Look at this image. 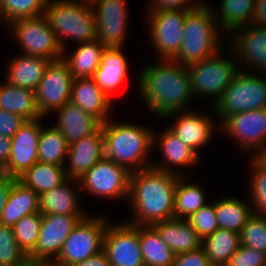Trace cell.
I'll return each instance as SVG.
<instances>
[{"label":"cell","mask_w":266,"mask_h":266,"mask_svg":"<svg viewBox=\"0 0 266 266\" xmlns=\"http://www.w3.org/2000/svg\"><path fill=\"white\" fill-rule=\"evenodd\" d=\"M240 244L266 253V215L253 214L240 232Z\"/></svg>","instance_id":"obj_41"},{"label":"cell","mask_w":266,"mask_h":266,"mask_svg":"<svg viewBox=\"0 0 266 266\" xmlns=\"http://www.w3.org/2000/svg\"><path fill=\"white\" fill-rule=\"evenodd\" d=\"M227 40L240 70L266 72V27L248 24L234 29Z\"/></svg>","instance_id":"obj_14"},{"label":"cell","mask_w":266,"mask_h":266,"mask_svg":"<svg viewBox=\"0 0 266 266\" xmlns=\"http://www.w3.org/2000/svg\"><path fill=\"white\" fill-rule=\"evenodd\" d=\"M180 176L149 167L130 174L128 201L135 226L153 224L173 218L175 189Z\"/></svg>","instance_id":"obj_2"},{"label":"cell","mask_w":266,"mask_h":266,"mask_svg":"<svg viewBox=\"0 0 266 266\" xmlns=\"http://www.w3.org/2000/svg\"><path fill=\"white\" fill-rule=\"evenodd\" d=\"M41 127L38 143V161L64 166L68 143L63 134L54 126Z\"/></svg>","instance_id":"obj_37"},{"label":"cell","mask_w":266,"mask_h":266,"mask_svg":"<svg viewBox=\"0 0 266 266\" xmlns=\"http://www.w3.org/2000/svg\"><path fill=\"white\" fill-rule=\"evenodd\" d=\"M71 266H111V264L106 253L102 250L90 258L72 264Z\"/></svg>","instance_id":"obj_49"},{"label":"cell","mask_w":266,"mask_h":266,"mask_svg":"<svg viewBox=\"0 0 266 266\" xmlns=\"http://www.w3.org/2000/svg\"><path fill=\"white\" fill-rule=\"evenodd\" d=\"M253 157L261 166L266 168V144Z\"/></svg>","instance_id":"obj_52"},{"label":"cell","mask_w":266,"mask_h":266,"mask_svg":"<svg viewBox=\"0 0 266 266\" xmlns=\"http://www.w3.org/2000/svg\"><path fill=\"white\" fill-rule=\"evenodd\" d=\"M223 49H226L225 52L229 51L230 55L225 57L222 53ZM187 69L190 76L192 95L194 98L197 95L211 98L212 107L224 94V91L230 86L231 81L240 70L232 49L224 47L213 56L199 63L188 65Z\"/></svg>","instance_id":"obj_6"},{"label":"cell","mask_w":266,"mask_h":266,"mask_svg":"<svg viewBox=\"0 0 266 266\" xmlns=\"http://www.w3.org/2000/svg\"><path fill=\"white\" fill-rule=\"evenodd\" d=\"M50 62L43 57L17 54L16 57L14 56L8 61L5 81L36 91Z\"/></svg>","instance_id":"obj_26"},{"label":"cell","mask_w":266,"mask_h":266,"mask_svg":"<svg viewBox=\"0 0 266 266\" xmlns=\"http://www.w3.org/2000/svg\"><path fill=\"white\" fill-rule=\"evenodd\" d=\"M187 175L180 176L175 189L173 218L187 219L208 204L200 184L187 182Z\"/></svg>","instance_id":"obj_36"},{"label":"cell","mask_w":266,"mask_h":266,"mask_svg":"<svg viewBox=\"0 0 266 266\" xmlns=\"http://www.w3.org/2000/svg\"><path fill=\"white\" fill-rule=\"evenodd\" d=\"M11 150V138L0 134V169L7 163Z\"/></svg>","instance_id":"obj_51"},{"label":"cell","mask_w":266,"mask_h":266,"mask_svg":"<svg viewBox=\"0 0 266 266\" xmlns=\"http://www.w3.org/2000/svg\"><path fill=\"white\" fill-rule=\"evenodd\" d=\"M44 117L26 120L11 138L7 163L0 173L18 179L38 161V143Z\"/></svg>","instance_id":"obj_16"},{"label":"cell","mask_w":266,"mask_h":266,"mask_svg":"<svg viewBox=\"0 0 266 266\" xmlns=\"http://www.w3.org/2000/svg\"><path fill=\"white\" fill-rule=\"evenodd\" d=\"M44 16L63 51L68 52L65 39L77 44L97 39V22L91 3L83 0H48Z\"/></svg>","instance_id":"obj_5"},{"label":"cell","mask_w":266,"mask_h":266,"mask_svg":"<svg viewBox=\"0 0 266 266\" xmlns=\"http://www.w3.org/2000/svg\"><path fill=\"white\" fill-rule=\"evenodd\" d=\"M20 45L21 54L55 61L62 58L63 49L44 15L20 18L6 25Z\"/></svg>","instance_id":"obj_8"},{"label":"cell","mask_w":266,"mask_h":266,"mask_svg":"<svg viewBox=\"0 0 266 266\" xmlns=\"http://www.w3.org/2000/svg\"><path fill=\"white\" fill-rule=\"evenodd\" d=\"M265 107V73L239 70L230 86L211 108L213 115L221 123L229 115Z\"/></svg>","instance_id":"obj_7"},{"label":"cell","mask_w":266,"mask_h":266,"mask_svg":"<svg viewBox=\"0 0 266 266\" xmlns=\"http://www.w3.org/2000/svg\"><path fill=\"white\" fill-rule=\"evenodd\" d=\"M70 102L96 117L102 124L109 120L114 104L97 86L93 77L73 79Z\"/></svg>","instance_id":"obj_23"},{"label":"cell","mask_w":266,"mask_h":266,"mask_svg":"<svg viewBox=\"0 0 266 266\" xmlns=\"http://www.w3.org/2000/svg\"><path fill=\"white\" fill-rule=\"evenodd\" d=\"M124 221L108 224L103 240V251L111 266H144L139 242V226Z\"/></svg>","instance_id":"obj_15"},{"label":"cell","mask_w":266,"mask_h":266,"mask_svg":"<svg viewBox=\"0 0 266 266\" xmlns=\"http://www.w3.org/2000/svg\"><path fill=\"white\" fill-rule=\"evenodd\" d=\"M130 174L123 166L103 157L78 181L85 194L109 200H128Z\"/></svg>","instance_id":"obj_10"},{"label":"cell","mask_w":266,"mask_h":266,"mask_svg":"<svg viewBox=\"0 0 266 266\" xmlns=\"http://www.w3.org/2000/svg\"><path fill=\"white\" fill-rule=\"evenodd\" d=\"M87 216L42 215L40 235L29 259L52 263L59 255L70 233Z\"/></svg>","instance_id":"obj_17"},{"label":"cell","mask_w":266,"mask_h":266,"mask_svg":"<svg viewBox=\"0 0 266 266\" xmlns=\"http://www.w3.org/2000/svg\"><path fill=\"white\" fill-rule=\"evenodd\" d=\"M109 220L104 215L88 216L81 220L65 240L52 262L56 266H71L103 250V240Z\"/></svg>","instance_id":"obj_9"},{"label":"cell","mask_w":266,"mask_h":266,"mask_svg":"<svg viewBox=\"0 0 266 266\" xmlns=\"http://www.w3.org/2000/svg\"><path fill=\"white\" fill-rule=\"evenodd\" d=\"M128 0H95L97 40L105 47H124L128 36Z\"/></svg>","instance_id":"obj_18"},{"label":"cell","mask_w":266,"mask_h":266,"mask_svg":"<svg viewBox=\"0 0 266 266\" xmlns=\"http://www.w3.org/2000/svg\"><path fill=\"white\" fill-rule=\"evenodd\" d=\"M189 10L147 12L149 37L158 60H173L181 47Z\"/></svg>","instance_id":"obj_11"},{"label":"cell","mask_w":266,"mask_h":266,"mask_svg":"<svg viewBox=\"0 0 266 266\" xmlns=\"http://www.w3.org/2000/svg\"><path fill=\"white\" fill-rule=\"evenodd\" d=\"M156 61L142 68L136 89L149 112L162 119L171 113L190 110L189 103L194 97L187 67L173 60Z\"/></svg>","instance_id":"obj_1"},{"label":"cell","mask_w":266,"mask_h":266,"mask_svg":"<svg viewBox=\"0 0 266 266\" xmlns=\"http://www.w3.org/2000/svg\"><path fill=\"white\" fill-rule=\"evenodd\" d=\"M25 121L20 115L0 109V134L12 138Z\"/></svg>","instance_id":"obj_46"},{"label":"cell","mask_w":266,"mask_h":266,"mask_svg":"<svg viewBox=\"0 0 266 266\" xmlns=\"http://www.w3.org/2000/svg\"><path fill=\"white\" fill-rule=\"evenodd\" d=\"M250 203L238 197L219 198L214 201L215 216L219 228L240 234L248 219L254 214Z\"/></svg>","instance_id":"obj_32"},{"label":"cell","mask_w":266,"mask_h":266,"mask_svg":"<svg viewBox=\"0 0 266 266\" xmlns=\"http://www.w3.org/2000/svg\"><path fill=\"white\" fill-rule=\"evenodd\" d=\"M0 20H2V13H1V0H0Z\"/></svg>","instance_id":"obj_56"},{"label":"cell","mask_w":266,"mask_h":266,"mask_svg":"<svg viewBox=\"0 0 266 266\" xmlns=\"http://www.w3.org/2000/svg\"><path fill=\"white\" fill-rule=\"evenodd\" d=\"M251 24L266 27V0H256Z\"/></svg>","instance_id":"obj_50"},{"label":"cell","mask_w":266,"mask_h":266,"mask_svg":"<svg viewBox=\"0 0 266 266\" xmlns=\"http://www.w3.org/2000/svg\"><path fill=\"white\" fill-rule=\"evenodd\" d=\"M41 266H56L55 264L53 263H48V262H44Z\"/></svg>","instance_id":"obj_54"},{"label":"cell","mask_w":266,"mask_h":266,"mask_svg":"<svg viewBox=\"0 0 266 266\" xmlns=\"http://www.w3.org/2000/svg\"><path fill=\"white\" fill-rule=\"evenodd\" d=\"M107 120L102 124L104 157L123 166L130 173L151 167L147 156L153 150V133L133 122ZM151 129V130H150Z\"/></svg>","instance_id":"obj_3"},{"label":"cell","mask_w":266,"mask_h":266,"mask_svg":"<svg viewBox=\"0 0 266 266\" xmlns=\"http://www.w3.org/2000/svg\"><path fill=\"white\" fill-rule=\"evenodd\" d=\"M105 48L97 39L80 43L70 54L63 51L62 59L69 66L74 79L93 77Z\"/></svg>","instance_id":"obj_29"},{"label":"cell","mask_w":266,"mask_h":266,"mask_svg":"<svg viewBox=\"0 0 266 266\" xmlns=\"http://www.w3.org/2000/svg\"><path fill=\"white\" fill-rule=\"evenodd\" d=\"M68 179L64 166L37 161L18 180L38 195L60 186Z\"/></svg>","instance_id":"obj_34"},{"label":"cell","mask_w":266,"mask_h":266,"mask_svg":"<svg viewBox=\"0 0 266 266\" xmlns=\"http://www.w3.org/2000/svg\"><path fill=\"white\" fill-rule=\"evenodd\" d=\"M173 118V124L167 127L184 143L194 150L199 156L202 147L210 143L217 126L213 117L196 110H183L166 115L165 118ZM212 118V119H211ZM216 127V128H215ZM200 149V150H199Z\"/></svg>","instance_id":"obj_19"},{"label":"cell","mask_w":266,"mask_h":266,"mask_svg":"<svg viewBox=\"0 0 266 266\" xmlns=\"http://www.w3.org/2000/svg\"><path fill=\"white\" fill-rule=\"evenodd\" d=\"M249 164L251 169L250 205L254 214L266 215V168L261 166L253 157Z\"/></svg>","instance_id":"obj_40"},{"label":"cell","mask_w":266,"mask_h":266,"mask_svg":"<svg viewBox=\"0 0 266 266\" xmlns=\"http://www.w3.org/2000/svg\"><path fill=\"white\" fill-rule=\"evenodd\" d=\"M210 202L186 219L201 240L211 236L219 228L215 216L214 201Z\"/></svg>","instance_id":"obj_43"},{"label":"cell","mask_w":266,"mask_h":266,"mask_svg":"<svg viewBox=\"0 0 266 266\" xmlns=\"http://www.w3.org/2000/svg\"><path fill=\"white\" fill-rule=\"evenodd\" d=\"M73 79L62 58L49 63L35 91L36 105L42 117L70 102Z\"/></svg>","instance_id":"obj_12"},{"label":"cell","mask_w":266,"mask_h":266,"mask_svg":"<svg viewBox=\"0 0 266 266\" xmlns=\"http://www.w3.org/2000/svg\"><path fill=\"white\" fill-rule=\"evenodd\" d=\"M153 133V147L158 146L163 161L151 163V167L155 169L171 172L179 176H184L179 171L180 168L193 167L200 161V156L176 136L169 128H166L158 135ZM158 142V144H157ZM156 145V146H155ZM179 167V169H178ZM178 170V171H177Z\"/></svg>","instance_id":"obj_20"},{"label":"cell","mask_w":266,"mask_h":266,"mask_svg":"<svg viewBox=\"0 0 266 266\" xmlns=\"http://www.w3.org/2000/svg\"><path fill=\"white\" fill-rule=\"evenodd\" d=\"M197 0H151L149 11L147 12H163L174 10H190L196 8L201 2Z\"/></svg>","instance_id":"obj_45"},{"label":"cell","mask_w":266,"mask_h":266,"mask_svg":"<svg viewBox=\"0 0 266 266\" xmlns=\"http://www.w3.org/2000/svg\"><path fill=\"white\" fill-rule=\"evenodd\" d=\"M173 266H211L202 248L175 256Z\"/></svg>","instance_id":"obj_47"},{"label":"cell","mask_w":266,"mask_h":266,"mask_svg":"<svg viewBox=\"0 0 266 266\" xmlns=\"http://www.w3.org/2000/svg\"><path fill=\"white\" fill-rule=\"evenodd\" d=\"M222 36L225 37L214 19L212 8L200 3L186 13L182 44L173 61L187 67L213 56L227 47Z\"/></svg>","instance_id":"obj_4"},{"label":"cell","mask_w":266,"mask_h":266,"mask_svg":"<svg viewBox=\"0 0 266 266\" xmlns=\"http://www.w3.org/2000/svg\"><path fill=\"white\" fill-rule=\"evenodd\" d=\"M38 212H40L39 195L15 179L2 211L0 224L12 228L23 216Z\"/></svg>","instance_id":"obj_28"},{"label":"cell","mask_w":266,"mask_h":266,"mask_svg":"<svg viewBox=\"0 0 266 266\" xmlns=\"http://www.w3.org/2000/svg\"><path fill=\"white\" fill-rule=\"evenodd\" d=\"M44 262L27 258L23 263L17 266H41Z\"/></svg>","instance_id":"obj_53"},{"label":"cell","mask_w":266,"mask_h":266,"mask_svg":"<svg viewBox=\"0 0 266 266\" xmlns=\"http://www.w3.org/2000/svg\"><path fill=\"white\" fill-rule=\"evenodd\" d=\"M0 109L20 115L25 120L42 117L36 105L35 91L2 82Z\"/></svg>","instance_id":"obj_31"},{"label":"cell","mask_w":266,"mask_h":266,"mask_svg":"<svg viewBox=\"0 0 266 266\" xmlns=\"http://www.w3.org/2000/svg\"><path fill=\"white\" fill-rule=\"evenodd\" d=\"M42 214L40 212L23 216L12 227L19 247L28 256L36 247L40 235Z\"/></svg>","instance_id":"obj_38"},{"label":"cell","mask_w":266,"mask_h":266,"mask_svg":"<svg viewBox=\"0 0 266 266\" xmlns=\"http://www.w3.org/2000/svg\"><path fill=\"white\" fill-rule=\"evenodd\" d=\"M152 226L158 231L161 239L175 255L196 251L201 248L202 240L185 219L171 218L157 222Z\"/></svg>","instance_id":"obj_27"},{"label":"cell","mask_w":266,"mask_h":266,"mask_svg":"<svg viewBox=\"0 0 266 266\" xmlns=\"http://www.w3.org/2000/svg\"><path fill=\"white\" fill-rule=\"evenodd\" d=\"M75 183H73V182ZM73 183V185H71ZM77 184V185H76ZM75 185V187H73ZM77 186V188H76ZM79 181L68 178L60 186L39 195V211L44 214L88 216L79 202Z\"/></svg>","instance_id":"obj_24"},{"label":"cell","mask_w":266,"mask_h":266,"mask_svg":"<svg viewBox=\"0 0 266 266\" xmlns=\"http://www.w3.org/2000/svg\"><path fill=\"white\" fill-rule=\"evenodd\" d=\"M218 126L241 151L254 156L266 144V107L229 115Z\"/></svg>","instance_id":"obj_13"},{"label":"cell","mask_w":266,"mask_h":266,"mask_svg":"<svg viewBox=\"0 0 266 266\" xmlns=\"http://www.w3.org/2000/svg\"><path fill=\"white\" fill-rule=\"evenodd\" d=\"M27 258L19 247L12 228L0 224V266H17Z\"/></svg>","instance_id":"obj_42"},{"label":"cell","mask_w":266,"mask_h":266,"mask_svg":"<svg viewBox=\"0 0 266 266\" xmlns=\"http://www.w3.org/2000/svg\"><path fill=\"white\" fill-rule=\"evenodd\" d=\"M48 0H1L2 22L44 15Z\"/></svg>","instance_id":"obj_39"},{"label":"cell","mask_w":266,"mask_h":266,"mask_svg":"<svg viewBox=\"0 0 266 266\" xmlns=\"http://www.w3.org/2000/svg\"><path fill=\"white\" fill-rule=\"evenodd\" d=\"M225 266H266V253L240 245Z\"/></svg>","instance_id":"obj_44"},{"label":"cell","mask_w":266,"mask_h":266,"mask_svg":"<svg viewBox=\"0 0 266 266\" xmlns=\"http://www.w3.org/2000/svg\"><path fill=\"white\" fill-rule=\"evenodd\" d=\"M83 1H85L87 3H93L95 0H83Z\"/></svg>","instance_id":"obj_55"},{"label":"cell","mask_w":266,"mask_h":266,"mask_svg":"<svg viewBox=\"0 0 266 266\" xmlns=\"http://www.w3.org/2000/svg\"><path fill=\"white\" fill-rule=\"evenodd\" d=\"M57 121L53 124L65 137L68 144L96 133L102 123L79 106L67 102L57 109Z\"/></svg>","instance_id":"obj_25"},{"label":"cell","mask_w":266,"mask_h":266,"mask_svg":"<svg viewBox=\"0 0 266 266\" xmlns=\"http://www.w3.org/2000/svg\"><path fill=\"white\" fill-rule=\"evenodd\" d=\"M139 242L144 266H173L176 255L153 226H139Z\"/></svg>","instance_id":"obj_33"},{"label":"cell","mask_w":266,"mask_h":266,"mask_svg":"<svg viewBox=\"0 0 266 266\" xmlns=\"http://www.w3.org/2000/svg\"><path fill=\"white\" fill-rule=\"evenodd\" d=\"M240 245V234L218 228L211 236L202 240L201 248L211 266H225Z\"/></svg>","instance_id":"obj_35"},{"label":"cell","mask_w":266,"mask_h":266,"mask_svg":"<svg viewBox=\"0 0 266 266\" xmlns=\"http://www.w3.org/2000/svg\"><path fill=\"white\" fill-rule=\"evenodd\" d=\"M218 12L212 8L219 29L227 36L236 28L252 23L256 0H220Z\"/></svg>","instance_id":"obj_30"},{"label":"cell","mask_w":266,"mask_h":266,"mask_svg":"<svg viewBox=\"0 0 266 266\" xmlns=\"http://www.w3.org/2000/svg\"><path fill=\"white\" fill-rule=\"evenodd\" d=\"M15 178L0 173V219Z\"/></svg>","instance_id":"obj_48"},{"label":"cell","mask_w":266,"mask_h":266,"mask_svg":"<svg viewBox=\"0 0 266 266\" xmlns=\"http://www.w3.org/2000/svg\"><path fill=\"white\" fill-rule=\"evenodd\" d=\"M123 50V47H106L102 52L99 67L93 76L97 86L111 100H114L112 92L117 91L127 80L130 69Z\"/></svg>","instance_id":"obj_22"},{"label":"cell","mask_w":266,"mask_h":266,"mask_svg":"<svg viewBox=\"0 0 266 266\" xmlns=\"http://www.w3.org/2000/svg\"><path fill=\"white\" fill-rule=\"evenodd\" d=\"M103 157L104 138L101 127L96 133L68 145L65 173L68 178L78 180Z\"/></svg>","instance_id":"obj_21"}]
</instances>
